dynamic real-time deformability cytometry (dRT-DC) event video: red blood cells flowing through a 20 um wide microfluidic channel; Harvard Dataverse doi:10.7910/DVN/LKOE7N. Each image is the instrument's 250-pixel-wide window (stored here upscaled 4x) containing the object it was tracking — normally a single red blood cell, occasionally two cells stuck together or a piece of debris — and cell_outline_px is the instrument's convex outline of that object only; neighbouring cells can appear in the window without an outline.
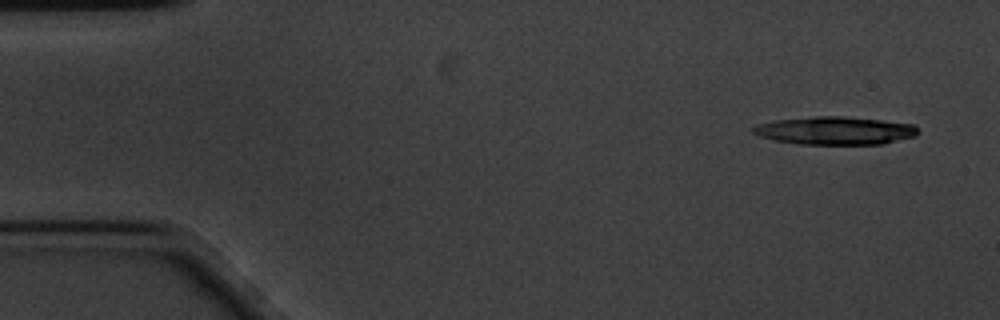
{"species": "common noctule bat (a hibernating species)", "species_latin": "Nyctalus noctula", "temperature_condition": "cold", "stored_images_in_passage": 6, "camera_frame_rate_fps": 3000, "um_per_image_px": 0.085, "animal": {"sex": "male", "body_mass_g": 20.1, "forearm_length_mm": 53.5}, "frame": {"image": 1, "passage_image": 1, "time_ms": 0.0, "image_size_px": [1000, 320], "cell_outline_px": [[920, 132], [916, 136], [884, 144], [796, 144], [776, 140], [760, 136], [752, 132], [752, 128], [756, 124], [772, 120], [816, 116], [844, 116], [880, 120], [912, 124]], "centroid_in_image_um": [70.96, 11.1], "position_along_channel_um": 14.0, "area_um2": 26.99}}
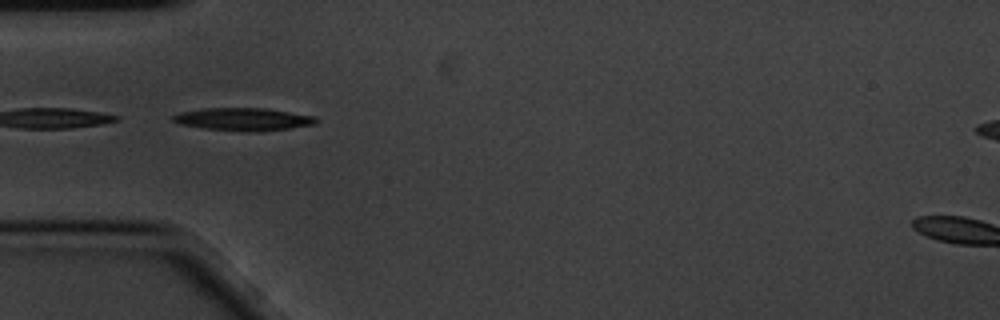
{"frame": {"image": 2, "passage_image": 5, "time_ms": 1.333, "image_size_px": [1000, 320], "cell_outline_px": [[316, 124], [288, 128], [256, 132], [204, 128], [180, 124], [172, 120], [172, 116], [180, 112], [204, 108], [268, 108], [316, 116]], "centroid_in_image_um": [20.69, 10.12], "position_along_channel_um": 64.3, "area_um2": 18.84}}